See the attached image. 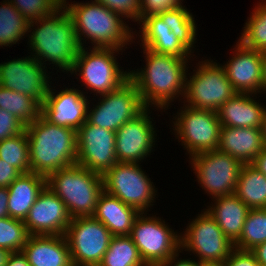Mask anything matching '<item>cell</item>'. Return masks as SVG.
Here are the masks:
<instances>
[{
	"label": "cell",
	"instance_id": "cell-1",
	"mask_svg": "<svg viewBox=\"0 0 266 266\" xmlns=\"http://www.w3.org/2000/svg\"><path fill=\"white\" fill-rule=\"evenodd\" d=\"M30 169L47 177L77 161V131L50 123L42 115L26 125Z\"/></svg>",
	"mask_w": 266,
	"mask_h": 266
},
{
	"label": "cell",
	"instance_id": "cell-2",
	"mask_svg": "<svg viewBox=\"0 0 266 266\" xmlns=\"http://www.w3.org/2000/svg\"><path fill=\"white\" fill-rule=\"evenodd\" d=\"M144 49L146 68L139 72L130 71V79L138 88L146 108L149 107L150 102L164 108L177 94L181 92V95L185 94V70L188 59Z\"/></svg>",
	"mask_w": 266,
	"mask_h": 266
},
{
	"label": "cell",
	"instance_id": "cell-3",
	"mask_svg": "<svg viewBox=\"0 0 266 266\" xmlns=\"http://www.w3.org/2000/svg\"><path fill=\"white\" fill-rule=\"evenodd\" d=\"M37 21L40 27L33 30L30 36V47L36 52L34 58L42 64L44 57V60L47 59L45 61H51L59 69L71 72L81 46L73 20L65 6L62 5L51 15L36 20L34 24Z\"/></svg>",
	"mask_w": 266,
	"mask_h": 266
},
{
	"label": "cell",
	"instance_id": "cell-4",
	"mask_svg": "<svg viewBox=\"0 0 266 266\" xmlns=\"http://www.w3.org/2000/svg\"><path fill=\"white\" fill-rule=\"evenodd\" d=\"M46 186L64 202L72 218L93 216L104 191L102 175L77 163L50 173Z\"/></svg>",
	"mask_w": 266,
	"mask_h": 266
},
{
	"label": "cell",
	"instance_id": "cell-5",
	"mask_svg": "<svg viewBox=\"0 0 266 266\" xmlns=\"http://www.w3.org/2000/svg\"><path fill=\"white\" fill-rule=\"evenodd\" d=\"M82 4H71L68 7L66 1H63L73 20L81 47H83L82 33L96 44L94 47L120 50L128 44L126 42H129L133 35L130 34L129 27L120 19L119 14L95 0L92 3Z\"/></svg>",
	"mask_w": 266,
	"mask_h": 266
},
{
	"label": "cell",
	"instance_id": "cell-6",
	"mask_svg": "<svg viewBox=\"0 0 266 266\" xmlns=\"http://www.w3.org/2000/svg\"><path fill=\"white\" fill-rule=\"evenodd\" d=\"M142 215L135 219L130 234L142 260L147 266L172 265L181 247V239L161 219Z\"/></svg>",
	"mask_w": 266,
	"mask_h": 266
},
{
	"label": "cell",
	"instance_id": "cell-7",
	"mask_svg": "<svg viewBox=\"0 0 266 266\" xmlns=\"http://www.w3.org/2000/svg\"><path fill=\"white\" fill-rule=\"evenodd\" d=\"M64 236L73 266L99 265L113 237L93 216L72 218Z\"/></svg>",
	"mask_w": 266,
	"mask_h": 266
},
{
	"label": "cell",
	"instance_id": "cell-8",
	"mask_svg": "<svg viewBox=\"0 0 266 266\" xmlns=\"http://www.w3.org/2000/svg\"><path fill=\"white\" fill-rule=\"evenodd\" d=\"M118 50L93 47L88 53L80 47L71 73L80 70L81 79L88 88L96 91V94L110 93L130 78L129 72L126 74L121 71L116 63L113 53Z\"/></svg>",
	"mask_w": 266,
	"mask_h": 266
},
{
	"label": "cell",
	"instance_id": "cell-9",
	"mask_svg": "<svg viewBox=\"0 0 266 266\" xmlns=\"http://www.w3.org/2000/svg\"><path fill=\"white\" fill-rule=\"evenodd\" d=\"M196 74L185 83V94L189 107L217 111L237 92L228 80L224 67L205 62L198 67Z\"/></svg>",
	"mask_w": 266,
	"mask_h": 266
},
{
	"label": "cell",
	"instance_id": "cell-10",
	"mask_svg": "<svg viewBox=\"0 0 266 266\" xmlns=\"http://www.w3.org/2000/svg\"><path fill=\"white\" fill-rule=\"evenodd\" d=\"M102 96L104 98L100 105L89 113L87 109L86 120L110 131L116 132L146 109L138 88L130 78L117 89Z\"/></svg>",
	"mask_w": 266,
	"mask_h": 266
},
{
	"label": "cell",
	"instance_id": "cell-11",
	"mask_svg": "<svg viewBox=\"0 0 266 266\" xmlns=\"http://www.w3.org/2000/svg\"><path fill=\"white\" fill-rule=\"evenodd\" d=\"M103 189L123 203L144 213L153 200L152 182L136 163L117 162L103 176Z\"/></svg>",
	"mask_w": 266,
	"mask_h": 266
},
{
	"label": "cell",
	"instance_id": "cell-12",
	"mask_svg": "<svg viewBox=\"0 0 266 266\" xmlns=\"http://www.w3.org/2000/svg\"><path fill=\"white\" fill-rule=\"evenodd\" d=\"M192 163L200 184L210 195L217 197L235 193L244 165L240 160L216 149L192 156Z\"/></svg>",
	"mask_w": 266,
	"mask_h": 266
},
{
	"label": "cell",
	"instance_id": "cell-13",
	"mask_svg": "<svg viewBox=\"0 0 266 266\" xmlns=\"http://www.w3.org/2000/svg\"><path fill=\"white\" fill-rule=\"evenodd\" d=\"M179 115L174 130L183 140L191 157L217 149L222 125L215 111L196 109L187 105Z\"/></svg>",
	"mask_w": 266,
	"mask_h": 266
},
{
	"label": "cell",
	"instance_id": "cell-14",
	"mask_svg": "<svg viewBox=\"0 0 266 266\" xmlns=\"http://www.w3.org/2000/svg\"><path fill=\"white\" fill-rule=\"evenodd\" d=\"M116 132L86 122L77 130L76 163L91 172L104 175L118 161Z\"/></svg>",
	"mask_w": 266,
	"mask_h": 266
},
{
	"label": "cell",
	"instance_id": "cell-15",
	"mask_svg": "<svg viewBox=\"0 0 266 266\" xmlns=\"http://www.w3.org/2000/svg\"><path fill=\"white\" fill-rule=\"evenodd\" d=\"M181 238V248L199 255V262L224 261L234 244L225 236L216 221L205 211L192 221Z\"/></svg>",
	"mask_w": 266,
	"mask_h": 266
},
{
	"label": "cell",
	"instance_id": "cell-16",
	"mask_svg": "<svg viewBox=\"0 0 266 266\" xmlns=\"http://www.w3.org/2000/svg\"><path fill=\"white\" fill-rule=\"evenodd\" d=\"M34 57L0 64V85L36 99L41 105L49 91L45 66Z\"/></svg>",
	"mask_w": 266,
	"mask_h": 266
},
{
	"label": "cell",
	"instance_id": "cell-17",
	"mask_svg": "<svg viewBox=\"0 0 266 266\" xmlns=\"http://www.w3.org/2000/svg\"><path fill=\"white\" fill-rule=\"evenodd\" d=\"M71 219L64 202L45 186L23 222L30 235H65Z\"/></svg>",
	"mask_w": 266,
	"mask_h": 266
},
{
	"label": "cell",
	"instance_id": "cell-18",
	"mask_svg": "<svg viewBox=\"0 0 266 266\" xmlns=\"http://www.w3.org/2000/svg\"><path fill=\"white\" fill-rule=\"evenodd\" d=\"M147 110L116 131L115 153L118 162L137 164L151 151L155 131Z\"/></svg>",
	"mask_w": 266,
	"mask_h": 266
},
{
	"label": "cell",
	"instance_id": "cell-19",
	"mask_svg": "<svg viewBox=\"0 0 266 266\" xmlns=\"http://www.w3.org/2000/svg\"><path fill=\"white\" fill-rule=\"evenodd\" d=\"M56 96L51 88L42 104L41 115L52 124L78 130L87 117V99L77 89H66Z\"/></svg>",
	"mask_w": 266,
	"mask_h": 266
},
{
	"label": "cell",
	"instance_id": "cell-20",
	"mask_svg": "<svg viewBox=\"0 0 266 266\" xmlns=\"http://www.w3.org/2000/svg\"><path fill=\"white\" fill-rule=\"evenodd\" d=\"M235 51V57L223 66L234 90L250 94L262 89V52L247 48L240 42Z\"/></svg>",
	"mask_w": 266,
	"mask_h": 266
},
{
	"label": "cell",
	"instance_id": "cell-21",
	"mask_svg": "<svg viewBox=\"0 0 266 266\" xmlns=\"http://www.w3.org/2000/svg\"><path fill=\"white\" fill-rule=\"evenodd\" d=\"M22 252L30 266H73L64 235H30Z\"/></svg>",
	"mask_w": 266,
	"mask_h": 266
},
{
	"label": "cell",
	"instance_id": "cell-22",
	"mask_svg": "<svg viewBox=\"0 0 266 266\" xmlns=\"http://www.w3.org/2000/svg\"><path fill=\"white\" fill-rule=\"evenodd\" d=\"M142 23V43L155 53L184 58L189 51L175 36L168 25V11L159 15L149 16L141 20Z\"/></svg>",
	"mask_w": 266,
	"mask_h": 266
},
{
	"label": "cell",
	"instance_id": "cell-23",
	"mask_svg": "<svg viewBox=\"0 0 266 266\" xmlns=\"http://www.w3.org/2000/svg\"><path fill=\"white\" fill-rule=\"evenodd\" d=\"M264 148L260 128H238L221 126L217 150L251 164Z\"/></svg>",
	"mask_w": 266,
	"mask_h": 266
},
{
	"label": "cell",
	"instance_id": "cell-24",
	"mask_svg": "<svg viewBox=\"0 0 266 266\" xmlns=\"http://www.w3.org/2000/svg\"><path fill=\"white\" fill-rule=\"evenodd\" d=\"M266 111L249 93H236L216 111L222 126L260 128Z\"/></svg>",
	"mask_w": 266,
	"mask_h": 266
},
{
	"label": "cell",
	"instance_id": "cell-25",
	"mask_svg": "<svg viewBox=\"0 0 266 266\" xmlns=\"http://www.w3.org/2000/svg\"><path fill=\"white\" fill-rule=\"evenodd\" d=\"M141 214L119 198L103 191L97 201L93 217L101 221L113 236L130 235L135 219Z\"/></svg>",
	"mask_w": 266,
	"mask_h": 266
},
{
	"label": "cell",
	"instance_id": "cell-26",
	"mask_svg": "<svg viewBox=\"0 0 266 266\" xmlns=\"http://www.w3.org/2000/svg\"><path fill=\"white\" fill-rule=\"evenodd\" d=\"M45 186L46 177L37 173H25L16 178L8 187L9 217L24 221Z\"/></svg>",
	"mask_w": 266,
	"mask_h": 266
},
{
	"label": "cell",
	"instance_id": "cell-27",
	"mask_svg": "<svg viewBox=\"0 0 266 266\" xmlns=\"http://www.w3.org/2000/svg\"><path fill=\"white\" fill-rule=\"evenodd\" d=\"M215 198L216 207L209 208L207 212L234 244L241 236L250 208L235 194Z\"/></svg>",
	"mask_w": 266,
	"mask_h": 266
},
{
	"label": "cell",
	"instance_id": "cell-28",
	"mask_svg": "<svg viewBox=\"0 0 266 266\" xmlns=\"http://www.w3.org/2000/svg\"><path fill=\"white\" fill-rule=\"evenodd\" d=\"M234 194L250 209H266L265 175L251 164H244Z\"/></svg>",
	"mask_w": 266,
	"mask_h": 266
},
{
	"label": "cell",
	"instance_id": "cell-29",
	"mask_svg": "<svg viewBox=\"0 0 266 266\" xmlns=\"http://www.w3.org/2000/svg\"><path fill=\"white\" fill-rule=\"evenodd\" d=\"M0 108L12 113L25 125H28L41 115L42 105L26 94L0 85Z\"/></svg>",
	"mask_w": 266,
	"mask_h": 266
},
{
	"label": "cell",
	"instance_id": "cell-30",
	"mask_svg": "<svg viewBox=\"0 0 266 266\" xmlns=\"http://www.w3.org/2000/svg\"><path fill=\"white\" fill-rule=\"evenodd\" d=\"M99 266H147L130 235L113 236Z\"/></svg>",
	"mask_w": 266,
	"mask_h": 266
},
{
	"label": "cell",
	"instance_id": "cell-31",
	"mask_svg": "<svg viewBox=\"0 0 266 266\" xmlns=\"http://www.w3.org/2000/svg\"><path fill=\"white\" fill-rule=\"evenodd\" d=\"M30 29L29 21L11 2L0 6V46L16 44Z\"/></svg>",
	"mask_w": 266,
	"mask_h": 266
},
{
	"label": "cell",
	"instance_id": "cell-32",
	"mask_svg": "<svg viewBox=\"0 0 266 266\" xmlns=\"http://www.w3.org/2000/svg\"><path fill=\"white\" fill-rule=\"evenodd\" d=\"M0 158L22 174L30 173V148L26 131L0 141Z\"/></svg>",
	"mask_w": 266,
	"mask_h": 266
},
{
	"label": "cell",
	"instance_id": "cell-33",
	"mask_svg": "<svg viewBox=\"0 0 266 266\" xmlns=\"http://www.w3.org/2000/svg\"><path fill=\"white\" fill-rule=\"evenodd\" d=\"M266 242V209H250L234 248L251 251Z\"/></svg>",
	"mask_w": 266,
	"mask_h": 266
},
{
	"label": "cell",
	"instance_id": "cell-34",
	"mask_svg": "<svg viewBox=\"0 0 266 266\" xmlns=\"http://www.w3.org/2000/svg\"><path fill=\"white\" fill-rule=\"evenodd\" d=\"M254 10L239 41L247 48L266 52V3H260Z\"/></svg>",
	"mask_w": 266,
	"mask_h": 266
},
{
	"label": "cell",
	"instance_id": "cell-35",
	"mask_svg": "<svg viewBox=\"0 0 266 266\" xmlns=\"http://www.w3.org/2000/svg\"><path fill=\"white\" fill-rule=\"evenodd\" d=\"M193 19L192 14L183 6L168 10L169 28L189 51L196 40V26Z\"/></svg>",
	"mask_w": 266,
	"mask_h": 266
},
{
	"label": "cell",
	"instance_id": "cell-36",
	"mask_svg": "<svg viewBox=\"0 0 266 266\" xmlns=\"http://www.w3.org/2000/svg\"><path fill=\"white\" fill-rule=\"evenodd\" d=\"M30 234L22 220L12 217L0 219V247L21 252Z\"/></svg>",
	"mask_w": 266,
	"mask_h": 266
},
{
	"label": "cell",
	"instance_id": "cell-37",
	"mask_svg": "<svg viewBox=\"0 0 266 266\" xmlns=\"http://www.w3.org/2000/svg\"><path fill=\"white\" fill-rule=\"evenodd\" d=\"M63 1L65 0H10L12 5L29 21V27H33L34 21L54 13L63 5Z\"/></svg>",
	"mask_w": 266,
	"mask_h": 266
},
{
	"label": "cell",
	"instance_id": "cell-38",
	"mask_svg": "<svg viewBox=\"0 0 266 266\" xmlns=\"http://www.w3.org/2000/svg\"><path fill=\"white\" fill-rule=\"evenodd\" d=\"M121 16L139 21L141 16L140 0H95Z\"/></svg>",
	"mask_w": 266,
	"mask_h": 266
},
{
	"label": "cell",
	"instance_id": "cell-39",
	"mask_svg": "<svg viewBox=\"0 0 266 266\" xmlns=\"http://www.w3.org/2000/svg\"><path fill=\"white\" fill-rule=\"evenodd\" d=\"M26 125L12 113L0 108V141L25 131Z\"/></svg>",
	"mask_w": 266,
	"mask_h": 266
},
{
	"label": "cell",
	"instance_id": "cell-40",
	"mask_svg": "<svg viewBox=\"0 0 266 266\" xmlns=\"http://www.w3.org/2000/svg\"><path fill=\"white\" fill-rule=\"evenodd\" d=\"M181 3V0H140L141 16L139 17V21L146 17L159 15L162 12L182 6Z\"/></svg>",
	"mask_w": 266,
	"mask_h": 266
},
{
	"label": "cell",
	"instance_id": "cell-41",
	"mask_svg": "<svg viewBox=\"0 0 266 266\" xmlns=\"http://www.w3.org/2000/svg\"><path fill=\"white\" fill-rule=\"evenodd\" d=\"M226 266H260L251 251L233 249L225 260Z\"/></svg>",
	"mask_w": 266,
	"mask_h": 266
},
{
	"label": "cell",
	"instance_id": "cell-42",
	"mask_svg": "<svg viewBox=\"0 0 266 266\" xmlns=\"http://www.w3.org/2000/svg\"><path fill=\"white\" fill-rule=\"evenodd\" d=\"M22 173L0 158V187L8 188Z\"/></svg>",
	"mask_w": 266,
	"mask_h": 266
},
{
	"label": "cell",
	"instance_id": "cell-43",
	"mask_svg": "<svg viewBox=\"0 0 266 266\" xmlns=\"http://www.w3.org/2000/svg\"><path fill=\"white\" fill-rule=\"evenodd\" d=\"M5 266H30L23 252H12Z\"/></svg>",
	"mask_w": 266,
	"mask_h": 266
},
{
	"label": "cell",
	"instance_id": "cell-44",
	"mask_svg": "<svg viewBox=\"0 0 266 266\" xmlns=\"http://www.w3.org/2000/svg\"><path fill=\"white\" fill-rule=\"evenodd\" d=\"M8 188L0 187V219L9 217L8 213Z\"/></svg>",
	"mask_w": 266,
	"mask_h": 266
},
{
	"label": "cell",
	"instance_id": "cell-45",
	"mask_svg": "<svg viewBox=\"0 0 266 266\" xmlns=\"http://www.w3.org/2000/svg\"><path fill=\"white\" fill-rule=\"evenodd\" d=\"M251 165L259 172L263 173L266 177V148L264 147L261 152L256 156Z\"/></svg>",
	"mask_w": 266,
	"mask_h": 266
},
{
	"label": "cell",
	"instance_id": "cell-46",
	"mask_svg": "<svg viewBox=\"0 0 266 266\" xmlns=\"http://www.w3.org/2000/svg\"><path fill=\"white\" fill-rule=\"evenodd\" d=\"M251 252L255 255L260 266H266V242L256 246Z\"/></svg>",
	"mask_w": 266,
	"mask_h": 266
},
{
	"label": "cell",
	"instance_id": "cell-47",
	"mask_svg": "<svg viewBox=\"0 0 266 266\" xmlns=\"http://www.w3.org/2000/svg\"><path fill=\"white\" fill-rule=\"evenodd\" d=\"M262 89L266 90V52H262Z\"/></svg>",
	"mask_w": 266,
	"mask_h": 266
},
{
	"label": "cell",
	"instance_id": "cell-48",
	"mask_svg": "<svg viewBox=\"0 0 266 266\" xmlns=\"http://www.w3.org/2000/svg\"><path fill=\"white\" fill-rule=\"evenodd\" d=\"M11 252L7 249L0 247V266H5Z\"/></svg>",
	"mask_w": 266,
	"mask_h": 266
},
{
	"label": "cell",
	"instance_id": "cell-49",
	"mask_svg": "<svg viewBox=\"0 0 266 266\" xmlns=\"http://www.w3.org/2000/svg\"><path fill=\"white\" fill-rule=\"evenodd\" d=\"M262 140H263V146L266 148V111L263 116V121L260 127Z\"/></svg>",
	"mask_w": 266,
	"mask_h": 266
},
{
	"label": "cell",
	"instance_id": "cell-50",
	"mask_svg": "<svg viewBox=\"0 0 266 266\" xmlns=\"http://www.w3.org/2000/svg\"><path fill=\"white\" fill-rule=\"evenodd\" d=\"M198 266H226L224 261H209V262H198Z\"/></svg>",
	"mask_w": 266,
	"mask_h": 266
},
{
	"label": "cell",
	"instance_id": "cell-51",
	"mask_svg": "<svg viewBox=\"0 0 266 266\" xmlns=\"http://www.w3.org/2000/svg\"><path fill=\"white\" fill-rule=\"evenodd\" d=\"M174 266H198V263L196 261L193 260H178V262H175Z\"/></svg>",
	"mask_w": 266,
	"mask_h": 266
}]
</instances>
